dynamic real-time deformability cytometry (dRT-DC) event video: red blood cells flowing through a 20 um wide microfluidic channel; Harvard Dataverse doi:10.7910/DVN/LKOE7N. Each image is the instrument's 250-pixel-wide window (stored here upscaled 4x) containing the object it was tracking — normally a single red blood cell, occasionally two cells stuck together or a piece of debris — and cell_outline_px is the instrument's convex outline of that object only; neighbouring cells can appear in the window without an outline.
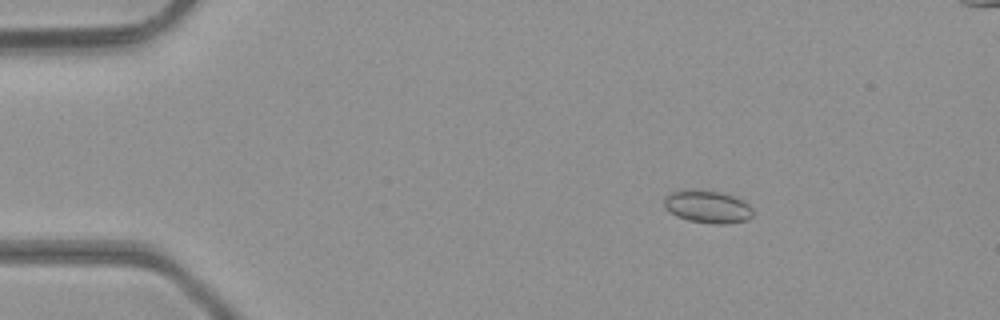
{"species": "common noctule bat (a hibernating species)", "species_latin": "Nyctalus noctula", "temperature_condition": "room temperature", "stored_images_in_passage": 5, "camera_frame_rate_fps": 3000, "um_per_image_px": 0.085, "animal": {"sex": "male", "body_mass_g": 23.1, "forearm_length_mm": 52.7}, "frame": {"image": 1, "passage_image": 2, "time_ms": 0.333, "image_size_px": [1000, 320], "cell_outline_px": [[752, 216], [748, 220], [724, 224], [716, 224], [688, 220], [676, 216], [664, 208], [664, 196], [672, 192], [684, 188], [700, 188], [720, 192], [744, 200], [752, 208]], "centroid_in_image_um": [60.1, 17.54], "position_along_channel_um": 24.9, "area_um2": 17.28}}